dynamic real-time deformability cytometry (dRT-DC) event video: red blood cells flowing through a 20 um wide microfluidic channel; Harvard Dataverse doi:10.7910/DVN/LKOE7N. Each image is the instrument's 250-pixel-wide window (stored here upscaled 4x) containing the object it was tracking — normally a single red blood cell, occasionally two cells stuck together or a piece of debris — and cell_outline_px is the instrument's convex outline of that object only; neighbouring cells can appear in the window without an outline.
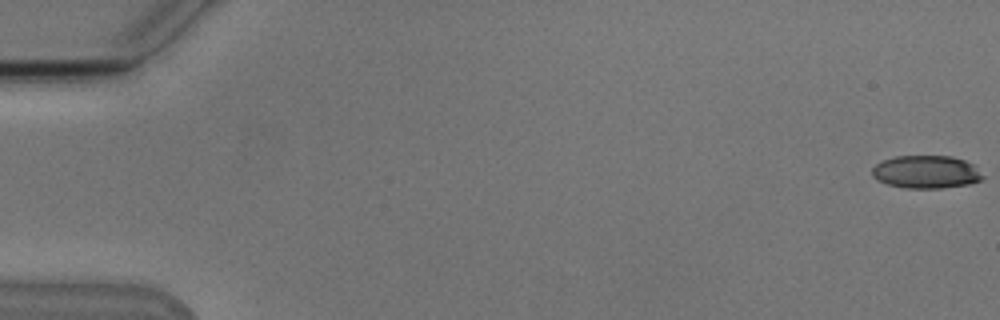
{"species": "Egyptian fruit bat (a non-hibernating species)", "species_latin": "Rousettus aegyptiacus", "temperature_condition": "cold", "stored_images_in_passage": 52, "camera_frame_rate_fps": 3000, "um_per_image_px": 0.085, "animal": {"sex": "male"}, "frame": {"image": 1, "passage_image": 1, "time_ms": 0.0, "image_size_px": [1000, 320], "cell_outline_px": [[984, 176], [980, 180], [972, 184], [944, 188], [904, 188], [888, 184], [876, 180], [872, 176], [872, 168], [876, 164], [884, 160], [896, 156], [952, 156], [964, 160], [972, 164]], "centroid_in_image_um": [78.72, 14.62], "position_along_channel_um": 6.3, "area_um2": 21.27}}
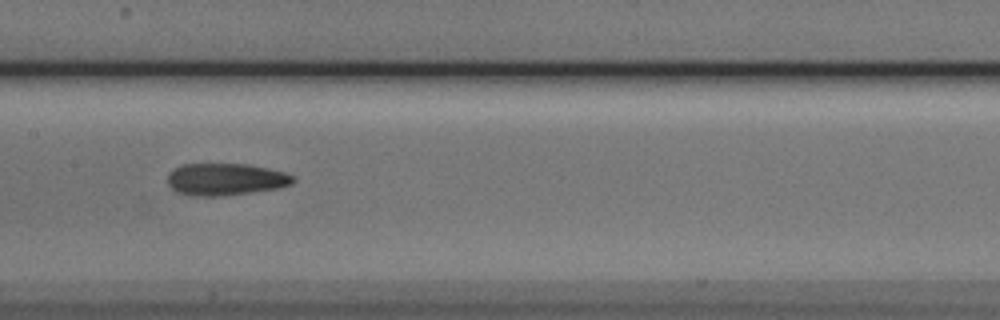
{"frame": {"image": 2, "passage_image": 28, "time_ms": 9.0, "image_size_px": [1000, 320], "cell_outline_px": [[296, 180], [292, 184], [280, 188], [224, 196], [192, 196], [176, 192], [168, 184], [168, 176], [176, 168], [184, 164], [248, 164], [268, 168], [284, 172], [296, 176]], "centroid_in_image_um": [19.23, 15.25], "position_along_channel_um": 188.2, "area_um2": 23.58}}
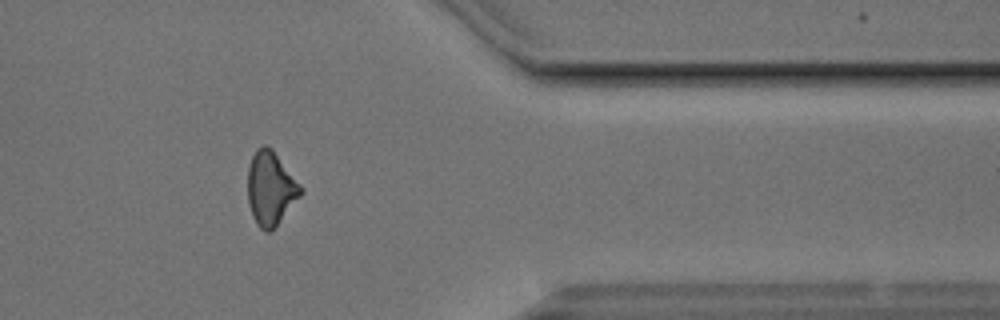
{"frame": {"image": 3, "passage_image": 45, "time_ms": 14.667, "image_size_px": [1000, 320], "cell_outline_px": [[304, 192], [276, 224], [268, 232], [264, 232], [256, 224], [252, 216], [248, 204], [248, 168], [252, 156], [256, 148], [264, 144], [272, 148], [300, 184]], "centroid_in_image_um": [22.98, 15.98], "position_along_channel_um": 388.4, "area_um2": 22.6}}